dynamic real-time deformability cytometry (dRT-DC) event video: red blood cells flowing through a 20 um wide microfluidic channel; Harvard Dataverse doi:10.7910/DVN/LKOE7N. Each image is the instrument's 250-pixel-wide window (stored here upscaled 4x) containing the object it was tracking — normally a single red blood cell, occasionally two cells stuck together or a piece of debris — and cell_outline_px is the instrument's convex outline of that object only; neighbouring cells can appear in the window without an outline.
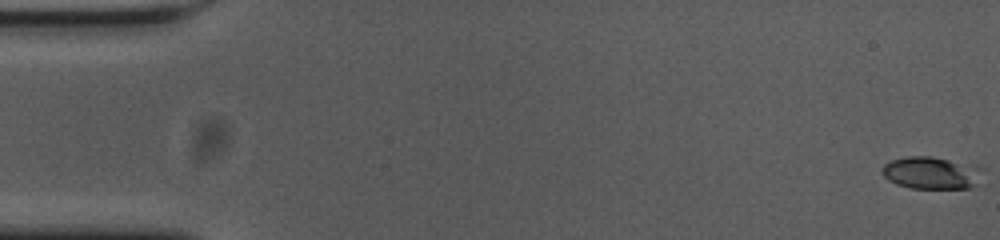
{"species": "common noctule bat (a hibernating species)", "species_latin": "Nyctalus noctula", "temperature_condition": "cold", "stored_images_in_passage": 56, "camera_frame_rate_fps": 3000, "um_per_image_px": 0.085, "animal": {"sex": "female", "body_mass_g": 23.0, "forearm_length_mm": 53.4}, "frame": {"image": 1, "passage_image": 1, "time_ms": 0.0, "image_size_px": [1000, 240], "cell_outline_px": [[984, 168], [976, 184], [968, 188], [912, 188], [896, 184], [888, 180], [884, 176], [884, 164], [892, 160], [908, 156], [932, 156]], "centroid_in_image_um": [79.16, 14.69], "position_along_channel_um": 5.8, "area_um2": 18.61}}
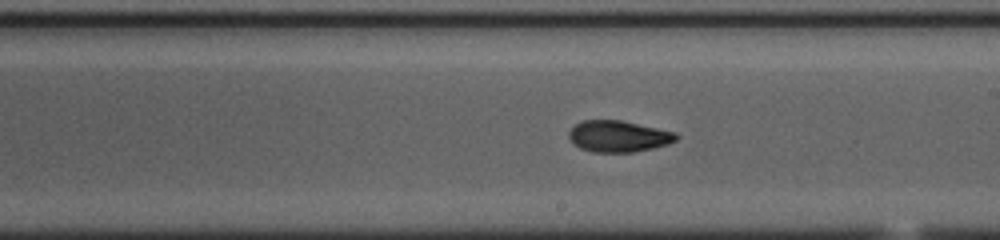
{"frame": {"image": 2, "passage_image": 32, "time_ms": 10.333, "image_size_px": [1000, 240], "cell_outline_px": [[680, 136], [676, 140], [668, 144], [652, 148], [632, 152], [592, 152], [580, 148], [572, 144], [568, 136], [568, 132], [580, 120], [620, 120], [676, 132]], "centroid_in_image_um": [52.55, 11.58], "position_along_channel_um": 236.5, "area_um2": 19.71}}
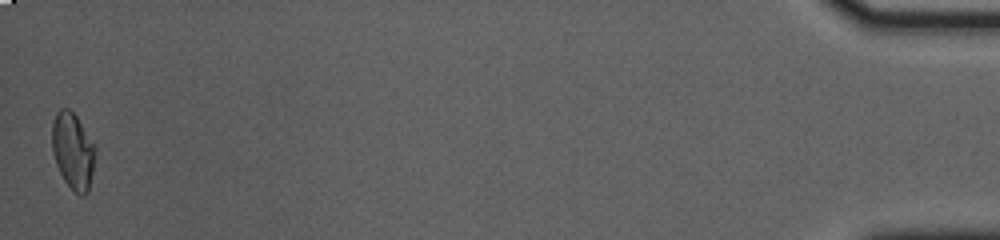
{"frame": {"image": 3, "passage_image": 56, "time_ms": 18.333, "image_size_px": [1000, 240], "cell_outline_px": [[96, 148], [92, 172], [88, 192], [84, 196], [80, 196], [64, 180], [56, 164], [52, 152], [52, 124], [56, 112], [60, 108], [68, 108], [76, 116], [96, 144]], "centroid_in_image_um": [6.2, 12.8], "position_along_channel_um": 429.0, "area_um2": 19.31}, "authors_computed_cell_mechanics": {"area_um2": 19.2185, "velocity_mm_per_s": 3.6443, "shape_relaxation_time_tau1_ms": 3.6061, "shape_relaxation_time_tau2_ms": 2.3466, "deformation_change_tau1": 0.1514, "deformation_change_tau2": 0.0776}}